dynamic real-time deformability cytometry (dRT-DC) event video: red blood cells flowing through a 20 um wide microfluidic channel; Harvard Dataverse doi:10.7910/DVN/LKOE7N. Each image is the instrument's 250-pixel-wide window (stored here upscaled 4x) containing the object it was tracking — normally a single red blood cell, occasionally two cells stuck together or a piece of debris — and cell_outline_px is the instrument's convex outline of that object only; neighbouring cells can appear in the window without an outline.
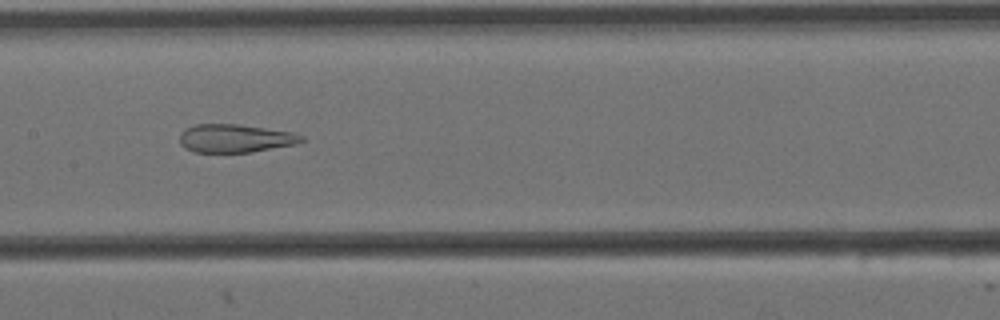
{"species": "Egyptian fruit bat (a non-hibernating species)", "species_latin": "Rousettus aegyptiacus", "temperature_condition": "cold", "stored_images_in_passage": 8, "camera_frame_rate_fps": 3000, "um_per_image_px": 0.085, "animal": {"sex": "female"}, "frame": {"image": 1, "passage_image": 7, "time_ms": 2.0, "image_size_px": [1000, 320], "cell_outline_px": [[304, 140], [296, 144], [252, 152], [196, 152], [184, 148], [180, 144], [180, 132], [184, 128], [196, 124], [240, 124], [292, 132], [304, 136]], "centroid_in_image_um": [19.97, 11.75], "position_along_channel_um": 187.4, "area_um2": 20.17}}
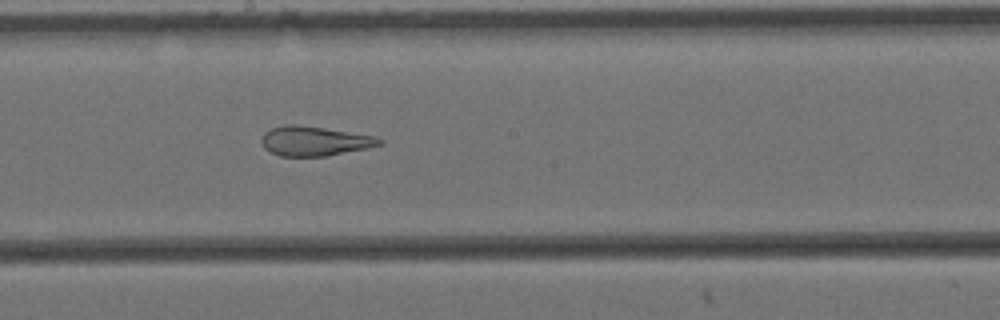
{"frame": {"image": 2, "passage_image": 8, "time_ms": 2.333, "image_size_px": [1000, 320], "cell_outline_px": [[384, 140], [380, 144], [364, 148], [328, 156], [280, 156], [268, 152], [264, 148], [260, 140], [264, 132], [272, 128], [284, 124], [292, 124], [324, 128], [376, 136]], "centroid_in_image_um": [26.67, 11.99], "position_along_channel_um": 221.5, "area_um2": 20.23}}